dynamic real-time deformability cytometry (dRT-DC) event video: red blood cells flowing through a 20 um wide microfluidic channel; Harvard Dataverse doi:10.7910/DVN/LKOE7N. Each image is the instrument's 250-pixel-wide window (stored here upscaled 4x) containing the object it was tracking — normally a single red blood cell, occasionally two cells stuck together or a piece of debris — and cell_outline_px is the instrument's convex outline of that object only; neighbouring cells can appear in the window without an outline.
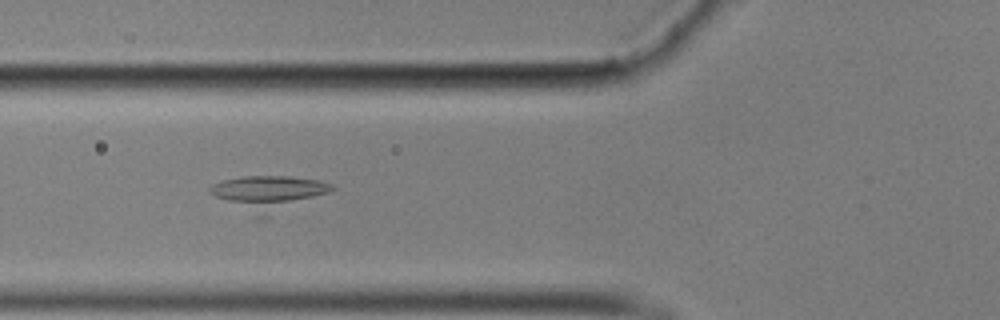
{"species": "common noctule bat (a hibernating species)", "species_latin": "Nyctalus noctula", "temperature_condition": "cold", "stored_images_in_passage": 32, "camera_frame_rate_fps": 3000, "um_per_image_px": 0.085, "animal": {"sex": "male", "body_mass_g": 17.9}, "frame": {"image": 1, "passage_image": 10, "time_ms": 3.0, "image_size_px": [1000, 320], "cell_outline_px": [[336, 188], [328, 192], [264, 220], [256, 220], [208, 192], [208, 188], [212, 184], [224, 180], [244, 176], [288, 176], [320, 180], [332, 184]], "centroid_in_image_um": [22.78, 16.46], "position_along_channel_um": 103.0, "area_um2": 25.26}}
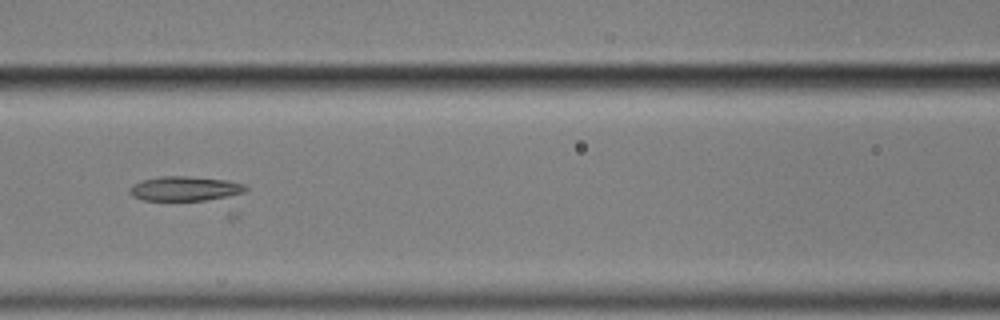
{"frame": {"image": 2, "passage_image": 14, "time_ms": 4.333, "image_size_px": [1000, 320], "cell_outline_px": [[248, 188], [240, 216], [232, 220], [228, 220], [144, 200], [132, 196], [128, 192], [128, 188], [132, 184], [144, 180], [160, 176], [188, 176], [228, 180], [244, 184]], "centroid_in_image_um": [16.5, 16.55], "position_along_channel_um": 150.1, "area_um2": 25.66}}
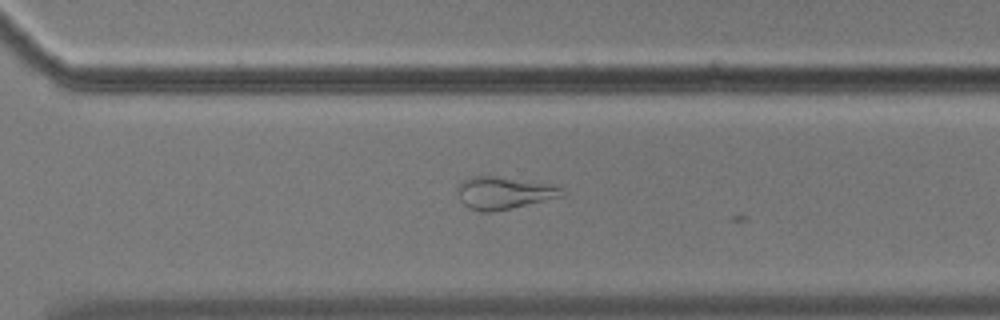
{"frame": {"image": 3, "passage_image": 29, "time_ms": 9.333, "image_size_px": [1000, 320], "cell_outline_px": [[564, 196], [512, 208], [492, 212], [484, 212], [468, 208], [460, 200], [456, 192], [456, 188], [464, 180], [472, 176], [496, 176], [548, 184], [560, 188]], "centroid_in_image_um": [42.76, 16.41], "position_along_channel_um": 327.8, "area_um2": 19.48}}